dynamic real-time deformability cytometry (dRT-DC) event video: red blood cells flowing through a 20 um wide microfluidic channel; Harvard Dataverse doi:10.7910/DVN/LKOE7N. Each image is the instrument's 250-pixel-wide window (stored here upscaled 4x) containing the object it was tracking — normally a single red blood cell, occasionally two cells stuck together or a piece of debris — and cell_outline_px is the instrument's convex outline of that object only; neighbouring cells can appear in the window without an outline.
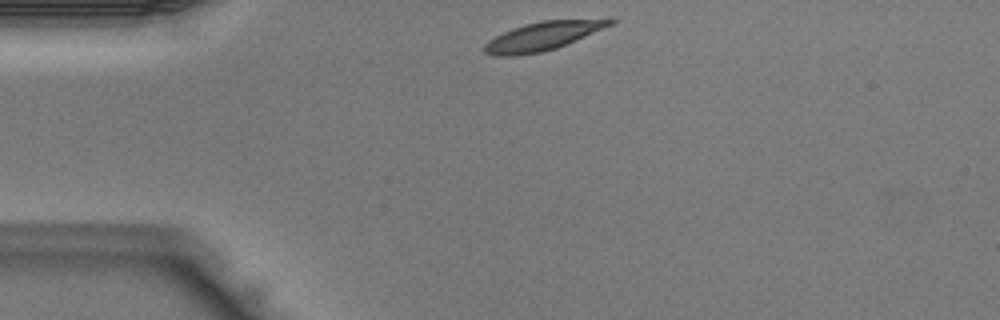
{"species": "Egyptian fruit bat (a non-hibernating species)", "species_latin": "Rousettus aegyptiacus", "temperature_condition": "warm", "stored_images_in_passage": 9, "camera_frame_rate_fps": 3000, "um_per_image_px": 0.085, "animal": {"sex": "male"}, "frame": {"image": 1, "passage_image": 1, "time_ms": 0.0, "image_size_px": [1000, 320], "cell_outline_px": [[616, 20], [612, 24], [556, 48], [540, 52], [516, 56], [496, 56], [484, 52], [480, 48], [488, 40], [504, 32], [524, 24], [540, 20]], "centroid_in_image_um": [45.98, 3.1], "position_along_channel_um": 39.0, "area_um2": 20.29}}
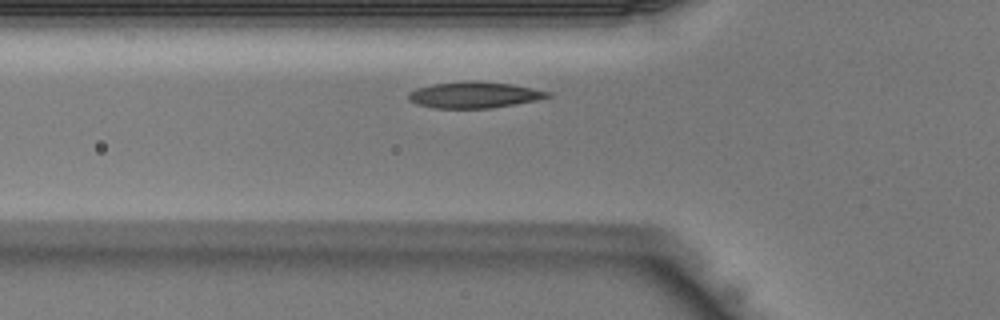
{"frame": {"image": 2, "passage_image": 6, "time_ms": 1.667, "image_size_px": [1000, 320], "cell_outline_px": [[552, 96], [536, 100], [488, 108], [436, 108], [420, 104], [408, 100], [408, 92], [416, 88], [432, 84], [468, 80], [480, 80], [512, 84], [552, 92]], "centroid_in_image_um": [40.31, 8.04], "position_along_channel_um": 85.5, "area_um2": 21.27}}